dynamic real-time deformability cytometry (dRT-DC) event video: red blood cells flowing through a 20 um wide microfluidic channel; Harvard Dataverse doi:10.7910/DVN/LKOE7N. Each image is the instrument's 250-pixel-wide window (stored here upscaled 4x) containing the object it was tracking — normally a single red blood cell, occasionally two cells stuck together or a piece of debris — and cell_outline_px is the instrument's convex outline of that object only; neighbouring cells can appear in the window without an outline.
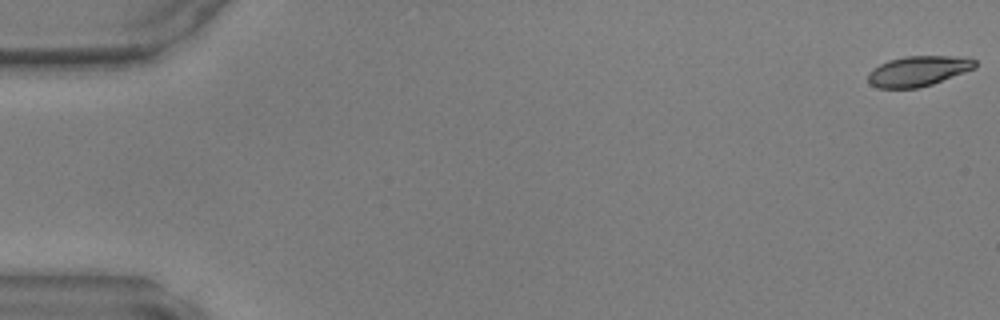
{"species": "common noctule bat (a hibernating species)", "species_latin": "Nyctalus noctula", "temperature_condition": "warm", "stored_images_in_passage": 48, "camera_frame_rate_fps": 3000, "um_per_image_px": 0.085, "animal": {"sex": "male", "body_mass_g": 17.9, "forearm_length_mm": 54.2}, "frame": {"image": 1, "passage_image": 1, "time_ms": 0.0, "image_size_px": [1000, 320], "cell_outline_px": [[976, 68], [932, 84], [920, 88], [876, 88], [868, 80], [868, 72], [872, 68], [888, 60], [904, 56], [948, 56], [976, 60]], "centroid_in_image_um": [78.01, 6.04], "position_along_channel_um": 7.0, "area_um2": 18.79}}
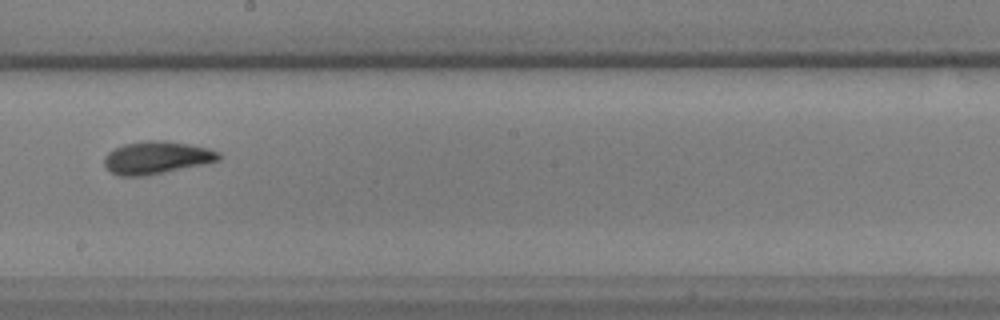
{"frame": {"image": 2, "passage_image": 28, "time_ms": 9.0, "image_size_px": [1000, 320], "cell_outline_px": [[220, 160], [144, 176], [120, 176], [112, 172], [104, 164], [104, 156], [108, 152], [124, 144], [144, 140], [160, 140], [188, 144], [208, 148], [220, 152]], "centroid_in_image_um": [13.29, 13.39], "position_along_channel_um": 234.9, "area_um2": 21.44}}
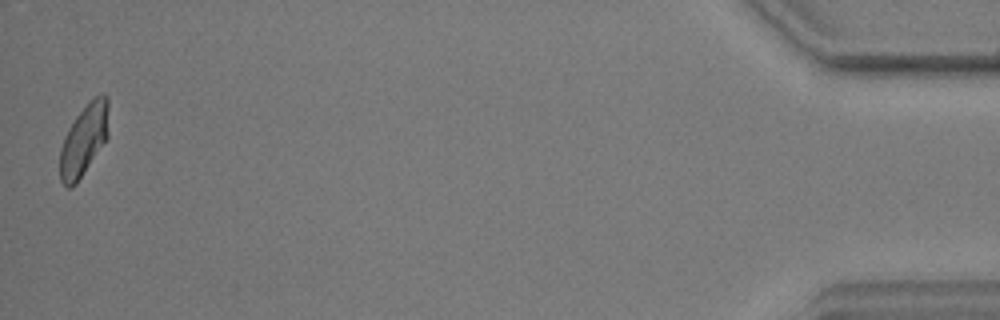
{"frame": {"image": 3, "passage_image": 48, "time_ms": 15.667, "image_size_px": [1000, 320], "cell_outline_px": [[108, 136], [76, 184], [68, 188], [60, 180], [60, 148], [64, 136], [68, 128], [76, 116], [92, 96], [100, 92], [108, 96]], "centroid_in_image_um": [7.13, 11.83], "position_along_channel_um": 428.1, "area_um2": 20.29}}